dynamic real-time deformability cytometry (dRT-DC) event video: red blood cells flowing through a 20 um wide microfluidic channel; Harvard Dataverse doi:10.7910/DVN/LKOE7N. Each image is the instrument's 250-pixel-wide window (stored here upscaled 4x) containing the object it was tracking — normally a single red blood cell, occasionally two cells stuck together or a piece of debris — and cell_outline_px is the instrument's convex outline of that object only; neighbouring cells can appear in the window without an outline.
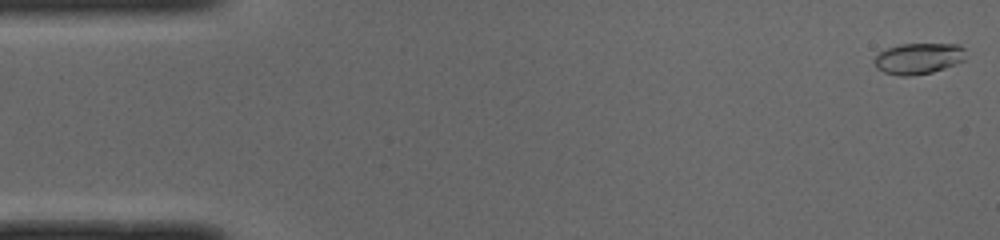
{"species": "common noctule bat (a hibernating species)", "species_latin": "Nyctalus noctula", "temperature_condition": "cold", "stored_images_in_passage": 50, "camera_frame_rate_fps": 3000, "um_per_image_px": 0.085, "animal": {"sex": "male", "body_mass_g": 19.0, "forearm_length_mm": 50.8}, "frame": {"image": 1, "passage_image": 1, "time_ms": 0.0, "image_size_px": [1000, 240], "cell_outline_px": [[964, 60], [944, 68], [932, 72], [908, 76], [900, 76], [884, 72], [876, 68], [872, 60], [880, 52], [888, 48], [900, 44], [956, 44], [964, 48]], "centroid_in_image_um": [78.02, 4.97], "position_along_channel_um": 7.0, "area_um2": 16.42}}
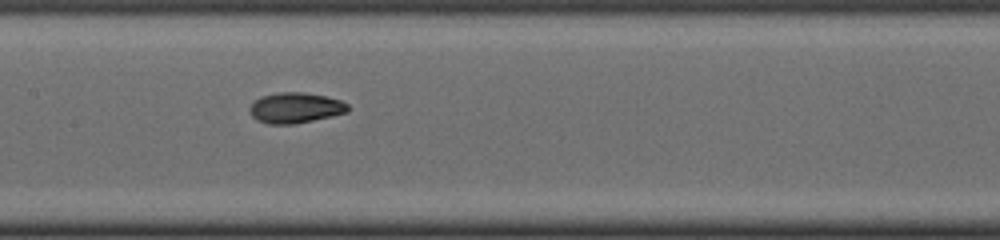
{"frame": {"image": 2, "passage_image": 24, "time_ms": 7.667, "image_size_px": [1000, 240], "cell_outline_px": [[352, 108], [348, 112], [332, 116], [296, 124], [268, 124], [256, 120], [252, 116], [248, 108], [260, 96], [276, 92], [304, 92], [328, 96], [340, 100], [348, 104]], "centroid_in_image_um": [25.13, 9.16], "position_along_channel_um": 182.3, "area_um2": 17.8}}
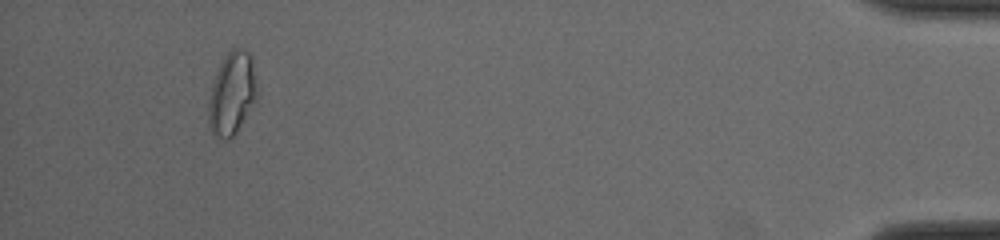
{"frame": {"image": 3, "passage_image": 47, "time_ms": 15.333, "image_size_px": [1000, 240], "cell_outline_px": [[260, 96], [236, 132], [228, 140], [224, 140], [212, 132], [208, 124], [208, 100], [212, 84], [216, 72], [224, 56], [232, 48], [240, 48], [248, 52], [252, 60], [260, 92]], "centroid_in_image_um": [19.75, 7.94], "position_along_channel_um": 415.5, "area_um2": 23.87}, "authors_computed_cell_mechanics": {"area_um2": 16.9354, "velocity_mm_per_s": 3.9873, "shape_relaxation_time_tau1_ms": 3.5086, "shape_relaxation_time_tau2_ms": 1.7076, "deformation_change_tau1": 0.1673, "deformation_change_tau2": 0.053}}